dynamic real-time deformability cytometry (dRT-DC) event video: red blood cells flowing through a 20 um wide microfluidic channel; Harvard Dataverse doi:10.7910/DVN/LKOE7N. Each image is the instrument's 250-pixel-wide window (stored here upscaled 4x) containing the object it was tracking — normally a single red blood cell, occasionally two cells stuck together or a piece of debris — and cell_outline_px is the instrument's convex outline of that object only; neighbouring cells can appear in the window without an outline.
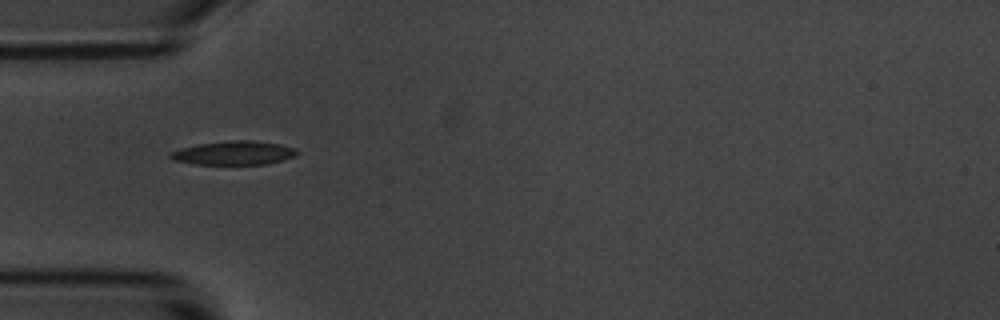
{"species": "common noctule bat (a hibernating species)", "species_latin": "Nyctalus noctula", "temperature_condition": "room temperature", "stored_images_in_passage": 2, "camera_frame_rate_fps": 3000, "um_per_image_px": 0.085, "animal": {"sex": "male", "body_mass_g": 20.1, "forearm_length_mm": 53.5}, "frame": {"image": 1, "passage_image": 1, "time_ms": 0.0, "image_size_px": [1000, 320], "cell_outline_px": [[300, 152], [296, 156], [268, 164], [192, 164], [172, 160], [168, 156], [168, 152], [180, 148], [200, 144], [236, 140], [252, 140], [280, 144], [296, 148]], "centroid_in_image_um": [19.88, 13.0], "position_along_channel_um": 65.1, "area_um2": 17.69}}
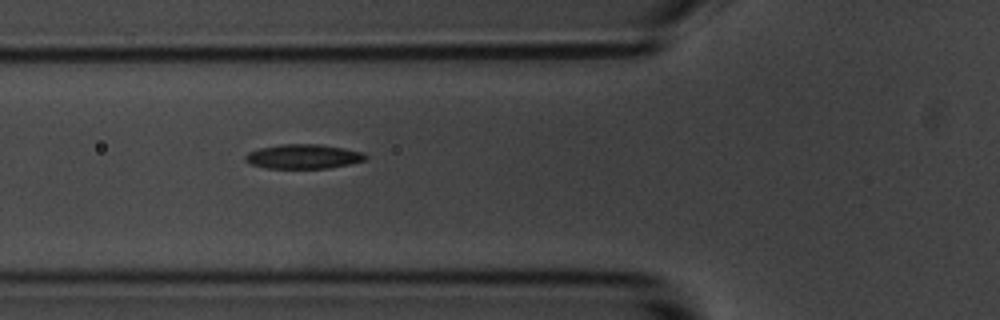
{"frame": {"image": 2, "passage_image": 2, "time_ms": 1.0, "image_size_px": [1000, 320], "cell_outline_px": [[368, 156], [364, 160], [348, 164], [328, 168], [268, 168], [252, 164], [244, 160], [244, 156], [248, 152], [260, 148], [280, 144], [320, 144], [344, 148], [364, 152]], "centroid_in_image_um": [25.78, 13.29], "position_along_channel_um": 100.0, "area_um2": 17.05}}